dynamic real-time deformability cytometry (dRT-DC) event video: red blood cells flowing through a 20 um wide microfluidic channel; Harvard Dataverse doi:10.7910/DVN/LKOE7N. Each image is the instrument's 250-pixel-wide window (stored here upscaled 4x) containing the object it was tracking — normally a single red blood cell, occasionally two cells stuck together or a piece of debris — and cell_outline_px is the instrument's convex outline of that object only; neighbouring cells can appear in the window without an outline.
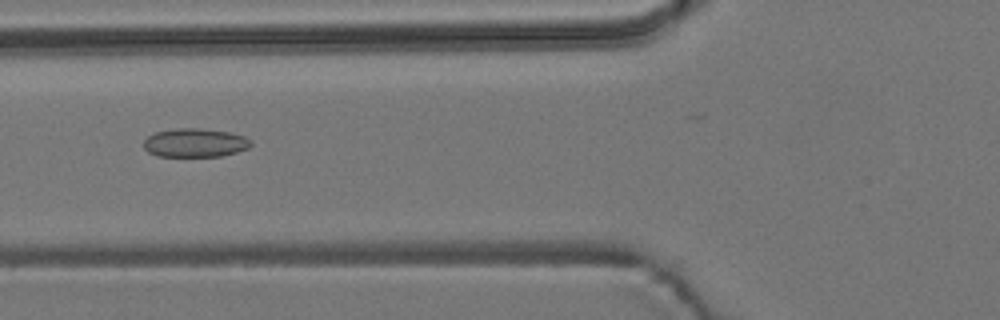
{"species": "common noctule bat (a hibernating species)", "species_latin": "Nyctalus noctula", "temperature_condition": "room temperature", "stored_images_in_passage": 8, "camera_frame_rate_fps": 3000, "um_per_image_px": 0.085, "animal": {"sex": "male", "body_mass_g": 19.2, "forearm_length_mm": 51.8}, "frame": {"image": 1, "passage_image": 4, "time_ms": 6.333, "image_size_px": [1000, 320], "cell_outline_px": [[252, 144], [248, 148], [236, 152], [220, 156], [156, 156], [148, 152], [144, 148], [144, 140], [148, 136], [156, 132], [176, 128], [196, 128], [232, 132], [244, 136], [252, 140]], "centroid_in_image_um": [16.59, 12.13], "position_along_channel_um": 109.2, "area_um2": 17.98}}
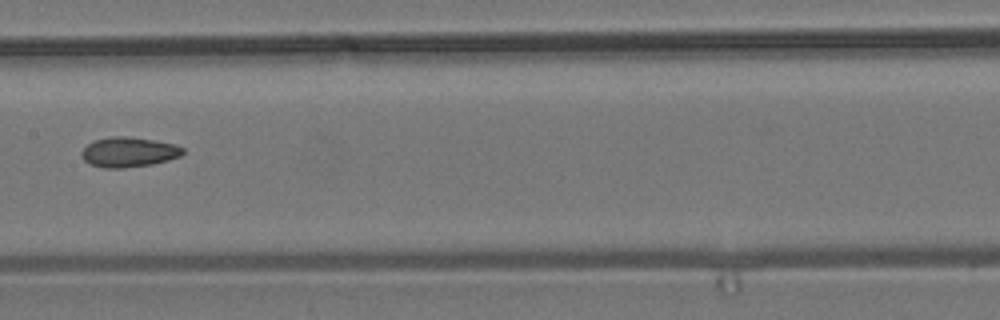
{"frame": {"image": 2, "passage_image": 6, "time_ms": 8.667, "image_size_px": [1000, 320], "cell_outline_px": [[184, 152], [180, 156], [168, 160], [152, 164], [124, 168], [104, 168], [88, 164], [80, 156], [80, 152], [88, 144], [96, 140], [112, 136], [124, 136], [152, 140], [176, 144], [184, 148]], "centroid_in_image_um": [10.92, 12.94], "position_along_channel_um": 196.5, "area_um2": 17.69}}
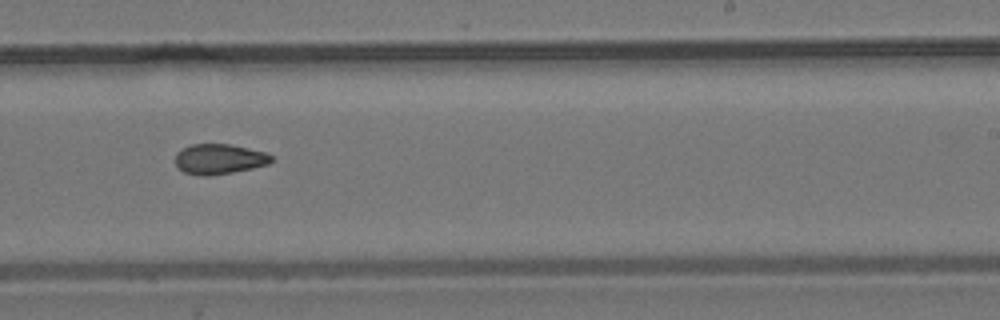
{"frame": {"image": 3, "passage_image": 8, "time_ms": 10.667, "image_size_px": [1000, 320], "cell_outline_px": [[272, 160], [268, 164], [252, 168], [232, 172], [208, 176], [200, 176], [184, 172], [176, 164], [176, 152], [192, 144], [228, 144], [248, 148], [264, 152], [272, 156]], "centroid_in_image_um": [18.62, 13.52], "position_along_channel_um": 270.4, "area_um2": 16.7}}